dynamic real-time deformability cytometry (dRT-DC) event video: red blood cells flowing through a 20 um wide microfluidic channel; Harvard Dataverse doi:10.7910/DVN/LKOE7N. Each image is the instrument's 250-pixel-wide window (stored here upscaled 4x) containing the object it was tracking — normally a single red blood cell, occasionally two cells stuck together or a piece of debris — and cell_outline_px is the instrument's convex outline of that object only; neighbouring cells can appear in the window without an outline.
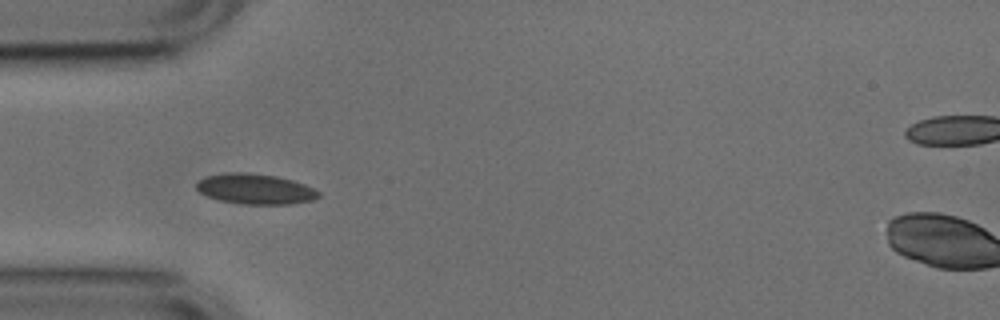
{"species": "common noctule bat (a hibernating species)", "species_latin": "Nyctalus noctula", "temperature_condition": "cold", "stored_images_in_passage": 38, "camera_frame_rate_fps": 3000, "um_per_image_px": 0.085, "animal": {"sex": "male", "body_mass_g": 17.9, "forearm_length_mm": 54.2}, "frame": {"image": 1, "passage_image": 1, "time_ms": 0.0, "image_size_px": [1000, 320], "cell_outline_px": [[320, 196], [312, 200], [292, 204], [244, 204], [220, 200], [208, 196], [200, 192], [196, 188], [196, 180], [208, 176], [224, 172], [248, 172], [276, 176], [292, 180], [304, 184], [320, 192]], "centroid_in_image_um": [21.68, 16.05], "position_along_channel_um": 63.3, "area_um2": 21.62}}
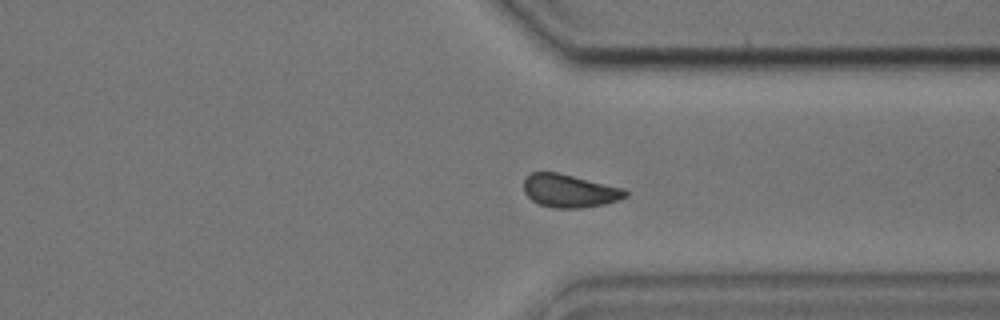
{"frame": {"image": 2, "passage_image": 25, "time_ms": 8.0, "image_size_px": [1000, 320], "cell_outline_px": [[628, 196], [604, 204], [580, 208], [556, 208], [540, 204], [532, 200], [524, 192], [524, 180], [532, 172], [556, 172], [624, 188], [628, 192]], "centroid_in_image_um": [48.41, 16.22], "position_along_channel_um": 363.0, "area_um2": 19.36}}
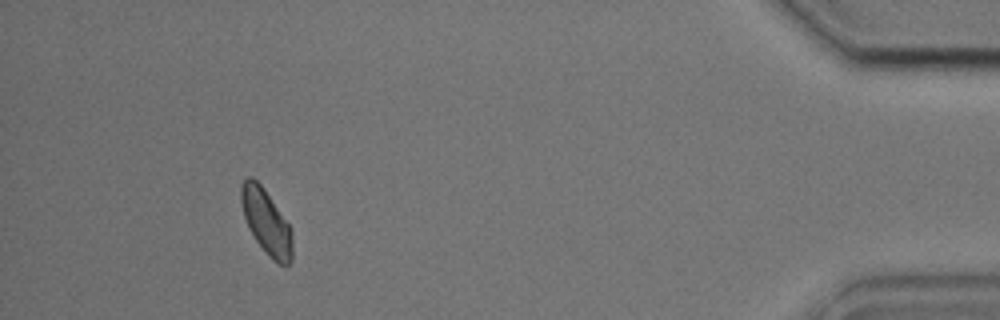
{"frame": {"image": 3, "passage_image": 34, "time_ms": 11.0, "image_size_px": [1000, 320], "cell_outline_px": [[292, 260], [288, 264], [280, 264], [272, 260], [256, 240], [248, 228], [244, 216], [240, 200], [240, 188], [244, 180], [248, 176], [252, 176], [264, 188], [288, 224], [292, 232]], "centroid_in_image_um": [22.62, 18.84], "position_along_channel_um": 412.6, "area_um2": 19.19}, "authors_computed_cell_mechanics": {"area_um2": 19.9121, "velocity_mm_per_s": 3.7564, "shape_relaxation_time_tau1_ms": 5.0176, "shape_relaxation_time_tau2_ms": 1.6267, "deformation_change_tau1": 0.0795, "deformation_change_tau2": 0.0596}}